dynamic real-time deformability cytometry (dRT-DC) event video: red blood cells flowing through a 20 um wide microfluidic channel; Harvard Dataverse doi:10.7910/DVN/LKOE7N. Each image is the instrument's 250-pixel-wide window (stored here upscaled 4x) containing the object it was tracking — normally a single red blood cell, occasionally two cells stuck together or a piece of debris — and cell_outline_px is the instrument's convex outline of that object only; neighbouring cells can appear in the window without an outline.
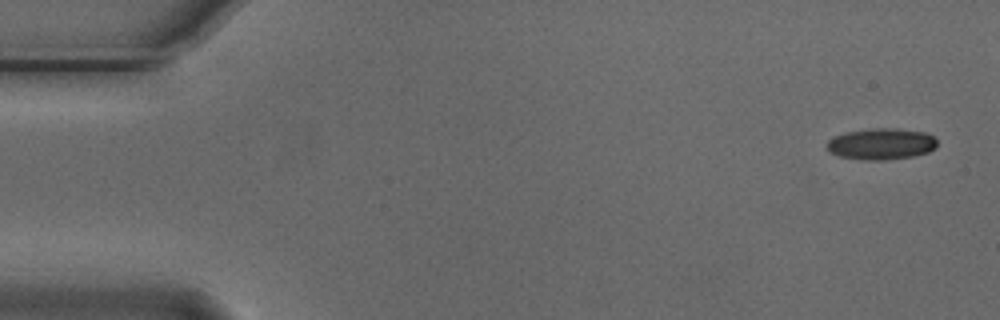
{"species": "Egyptian fruit bat (a non-hibernating species)", "species_latin": "Rousettus aegyptiacus", "temperature_condition": "cold", "stored_images_in_passage": 3, "camera_frame_rate_fps": 3000, "um_per_image_px": 0.085, "animal": {"sex": "male"}, "frame": {"image": 1, "passage_image": 1, "time_ms": 0.0, "image_size_px": [1000, 320], "cell_outline_px": [[936, 148], [928, 152], [912, 156], [884, 160], [864, 160], [840, 156], [828, 152], [824, 148], [828, 140], [832, 136], [844, 132], [872, 128], [896, 128], [924, 132], [932, 136], [936, 140]], "centroid_in_image_um": [74.84, 12.23], "position_along_channel_um": 10.2, "area_um2": 20.35}}